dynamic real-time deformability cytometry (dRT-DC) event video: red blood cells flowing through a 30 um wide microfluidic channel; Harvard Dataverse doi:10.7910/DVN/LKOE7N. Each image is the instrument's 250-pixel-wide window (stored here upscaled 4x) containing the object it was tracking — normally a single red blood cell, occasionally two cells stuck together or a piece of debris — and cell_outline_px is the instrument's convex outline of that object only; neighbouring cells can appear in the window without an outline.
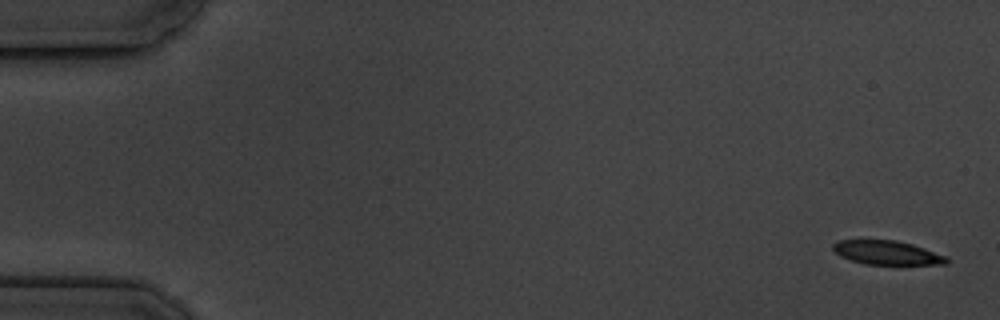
{"species": "common noctule bat (a hibernating species)", "species_latin": "Nyctalus noctula", "temperature_condition": "cold", "stored_images_in_passage": 6, "camera_frame_rate_fps": 3000, "um_per_image_px": 0.085, "animal": {"sex": "male", "body_mass_g": 19.5, "forearm_length_mm": 54.6}, "frame": {"image": 1, "passage_image": 1, "time_ms": 0.0, "image_size_px": [1000, 320], "cell_outline_px": [[948, 264], [864, 264], [840, 256], [832, 248], [832, 244], [836, 240], [896, 240], [912, 244], [948, 256]], "centroid_in_image_um": [75.4, 21.47], "position_along_channel_um": 9.6, "area_um2": 15.84}}